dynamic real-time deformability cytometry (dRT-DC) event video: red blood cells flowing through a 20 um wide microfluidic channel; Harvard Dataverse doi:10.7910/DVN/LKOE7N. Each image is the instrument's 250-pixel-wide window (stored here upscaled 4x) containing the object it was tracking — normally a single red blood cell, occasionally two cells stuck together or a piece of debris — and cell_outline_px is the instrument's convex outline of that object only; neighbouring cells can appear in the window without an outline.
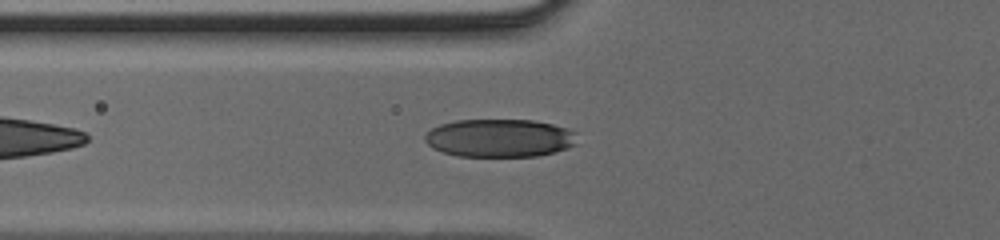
{"species": "human", "species_latin": "Homo sapiens", "temperature_condition": "cold", "stored_images_in_passage": 33, "camera_frame_rate_fps": 3000, "um_per_image_px": 0.085, "donor": {"sex": "male"}, "frame": {"image": 1, "passage_image": 5, "time_ms": 1.333, "image_size_px": [1000, 240], "cell_outline_px": [[576, 144], [568, 148], [556, 152], [536, 156], [456, 156], [432, 148], [424, 140], [424, 136], [432, 128], [440, 124], [456, 120], [532, 120], [552, 124], [576, 132]], "centroid_in_image_um": [42.46, 11.74], "position_along_channel_um": 83.3, "area_um2": 33.81}}
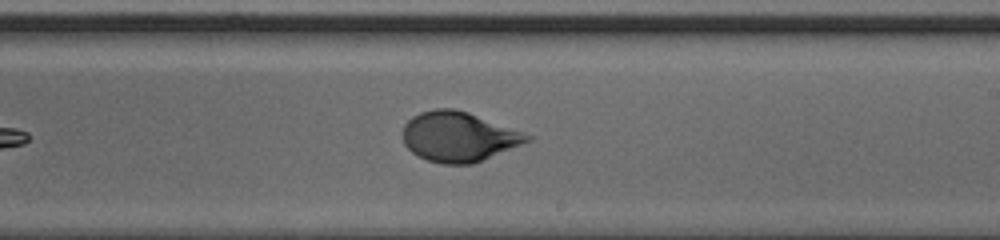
{"frame": {"image": 2, "passage_image": 16, "time_ms": 5.0, "image_size_px": [1000, 240], "cell_outline_px": [[532, 140], [472, 164], [444, 164], [428, 160], [412, 152], [404, 144], [400, 132], [404, 124], [412, 116], [420, 112], [436, 108], [452, 108], [468, 112], [524, 132], [532, 136]], "centroid_in_image_um": [38.95, 11.61], "position_along_channel_um": 250.1, "area_um2": 36.13}}
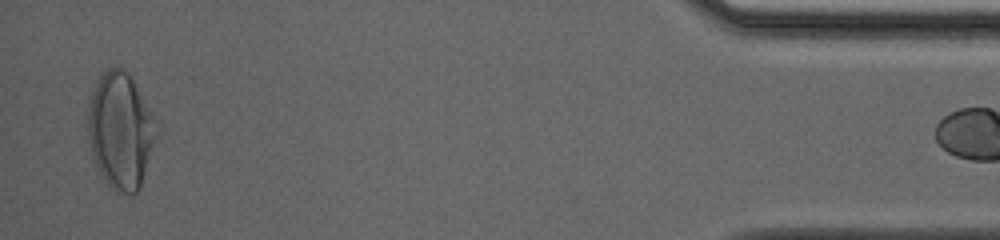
{"frame": {"image": 3, "passage_image": 32, "time_ms": 10.333, "image_size_px": [1000, 240], "cell_outline_px": [[156, 140], [140, 188], [136, 192], [124, 192], [112, 188], [104, 180], [92, 156], [88, 136], [88, 104], [96, 80], [100, 72], [108, 68], [124, 68], [128, 72], [132, 80], [148, 116], [156, 136]], "centroid_in_image_um": [10.16, 11.11], "position_along_channel_um": 425.0, "area_um2": 44.74}}